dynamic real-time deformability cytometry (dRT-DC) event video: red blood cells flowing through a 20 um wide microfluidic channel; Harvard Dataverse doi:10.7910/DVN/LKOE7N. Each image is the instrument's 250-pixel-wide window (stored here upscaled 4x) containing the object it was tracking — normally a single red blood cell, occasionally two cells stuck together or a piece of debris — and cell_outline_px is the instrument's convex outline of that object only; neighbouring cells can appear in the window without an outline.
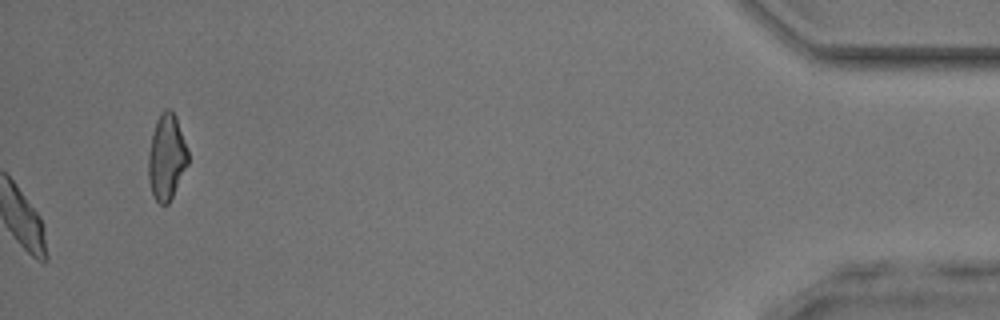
{"species": "common noctule bat (a hibernating species)", "species_latin": "Nyctalus noctula", "temperature_condition": "room temperature", "stored_images_in_passage": 48, "camera_frame_rate_fps": 3000, "um_per_image_px": 0.085, "animal": {"sex": "male", "body_mass_g": 17.9, "forearm_length_mm": 54.2}, "frame": {"image": 1, "passage_image": 48, "time_ms": 15.667, "image_size_px": [1000, 320], "cell_outline_px": [[188, 164], [168, 204], [160, 204], [152, 196], [148, 176], [148, 156], [152, 132], [156, 120], [160, 112], [164, 108], [172, 108], [176, 116], [188, 148]], "centroid_in_image_um": [14.16, 13.3], "position_along_channel_um": 421.0, "area_um2": 20.06}, "authors_computed_cell_mechanics": {"area_um2": 18.6983, "velocity_mm_per_s": 4.1123, "shape_relaxation_time_tau1_ms": 4.7996, "shape_relaxation_time_tau2_ms": 1.6778, "deformation_change_tau1": 0.1123, "deformation_change_tau2": 0.0827}}